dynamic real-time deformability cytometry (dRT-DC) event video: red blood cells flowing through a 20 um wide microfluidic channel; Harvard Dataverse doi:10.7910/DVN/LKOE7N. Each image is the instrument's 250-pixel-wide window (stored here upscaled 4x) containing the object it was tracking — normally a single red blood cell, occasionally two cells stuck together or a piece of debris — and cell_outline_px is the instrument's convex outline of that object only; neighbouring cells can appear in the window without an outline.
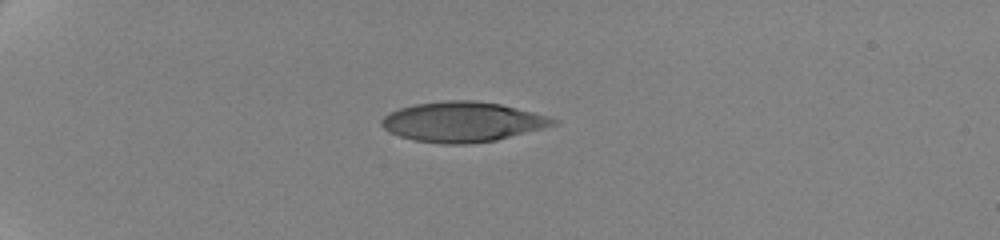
{"species": "human", "species_latin": "Homo sapiens", "temperature_condition": "cold", "stored_images_in_passage": 43, "camera_frame_rate_fps": 3000, "um_per_image_px": 0.085, "donor": {"sex": "female"}, "frame": {"image": 1, "passage_image": 1, "time_ms": 0.0, "image_size_px": [1000, 240], "cell_outline_px": [[560, 120], [556, 124], [496, 140], [468, 144], [440, 144], [416, 140], [400, 136], [388, 132], [380, 124], [380, 120], [384, 116], [400, 108], [412, 104], [444, 100], [476, 100], [500, 104], [532, 112]], "centroid_in_image_um": [39.27, 10.35], "position_along_channel_um": 45.7, "area_um2": 39.82}}
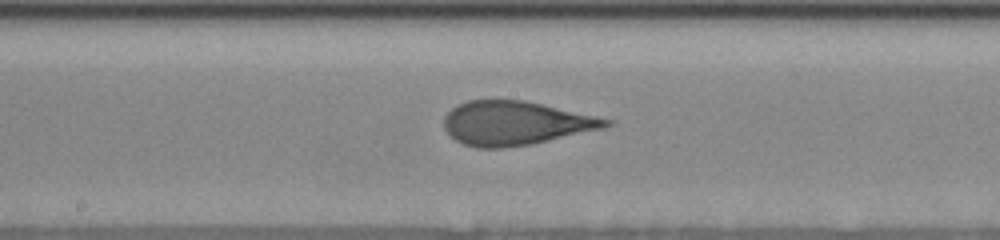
{"frame": {"image": 2, "passage_image": 19, "time_ms": 6.0, "image_size_px": [1000, 240], "cell_outline_px": [[616, 124], [604, 128], [532, 144], [504, 148], [476, 148], [464, 144], [456, 140], [444, 128], [444, 116], [456, 104], [468, 100], [524, 100], [612, 120]], "centroid_in_image_um": [43.8, 10.47], "position_along_channel_um": 204.4, "area_um2": 41.33}}
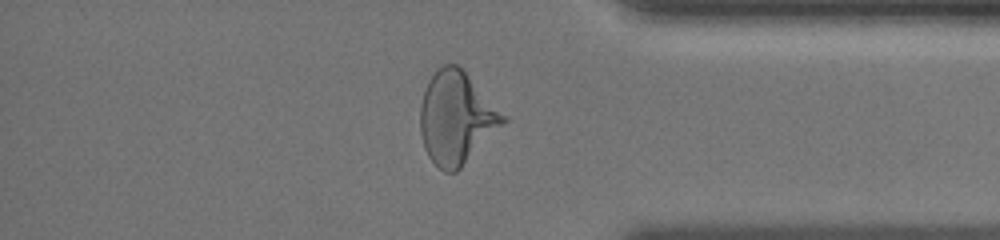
{"frame": {"image": 3, "passage_image": 36, "time_ms": 11.667, "image_size_px": [1000, 240], "cell_outline_px": [[508, 120], [456, 172], [444, 172], [428, 156], [424, 148], [420, 132], [420, 104], [424, 88], [428, 80], [436, 68], [444, 64], [456, 64], [508, 116]], "centroid_in_image_um": [38.77, 10.01], "position_along_channel_um": 396.4, "area_um2": 44.51}, "authors_computed_cell_mechanics": {"area_um2": 41.8472, "velocity_mm_per_s": 3.5116, "shape_relaxation_time_tau1_ms": 5.8889, "shape_relaxation_time_tau2_ms": 0.8223, "deformation_change_tau1": 0.194, "deformation_change_tau2": 0.0787}}